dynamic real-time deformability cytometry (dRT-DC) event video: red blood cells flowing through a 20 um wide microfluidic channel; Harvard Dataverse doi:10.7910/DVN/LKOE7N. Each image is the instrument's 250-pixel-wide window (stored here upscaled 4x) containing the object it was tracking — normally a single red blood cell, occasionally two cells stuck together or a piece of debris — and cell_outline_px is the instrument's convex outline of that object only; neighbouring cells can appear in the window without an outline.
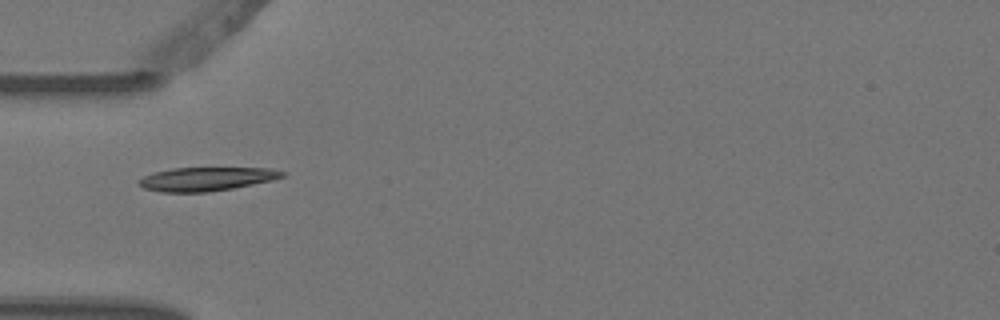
{"species": "Egyptian fruit bat (a non-hibernating species)", "species_latin": "Rousettus aegyptiacus", "temperature_condition": "warm", "stored_images_in_passage": 5, "camera_frame_rate_fps": 3000, "um_per_image_px": 0.085, "animal": {"sex": "female"}, "frame": {"image": 1, "passage_image": 2, "time_ms": 0.333, "image_size_px": [1000, 320], "cell_outline_px": [[288, 172], [284, 176], [272, 180], [232, 188], [208, 192], [160, 192], [144, 188], [136, 184], [136, 180], [144, 176], [156, 172], [172, 168], [272, 168]], "centroid_in_image_um": [17.53, 15.21], "position_along_channel_um": 67.5, "area_um2": 19.83}}
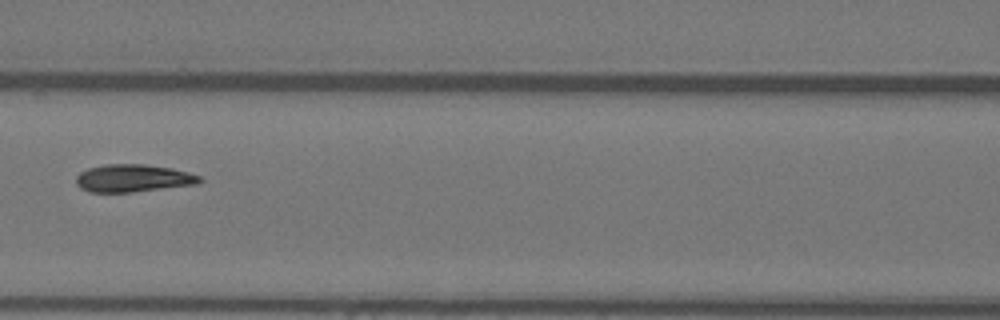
{"frame": {"image": 2, "passage_image": 4, "time_ms": 1.0, "image_size_px": [1000, 320], "cell_outline_px": [[204, 180], [196, 184], [132, 192], [88, 192], [80, 188], [76, 184], [76, 176], [80, 172], [88, 168], [104, 164], [144, 164], [172, 168], [188, 172], [200, 176]], "centroid_in_image_um": [11.29, 15.14], "position_along_channel_um": 155.3, "area_um2": 19.94}}
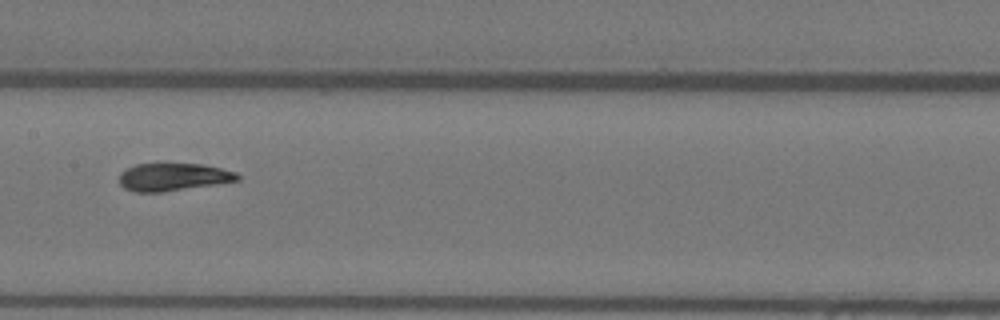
{"frame": {"image": 3, "passage_image": 5, "time_ms": 1.333, "image_size_px": [1000, 320], "cell_outline_px": [[240, 180], [160, 192], [136, 192], [124, 188], [120, 184], [120, 172], [136, 164], [200, 164], [220, 168], [236, 172], [240, 176]], "centroid_in_image_um": [14.7, 15.04], "position_along_channel_um": 192.7, "area_um2": 18.73}}